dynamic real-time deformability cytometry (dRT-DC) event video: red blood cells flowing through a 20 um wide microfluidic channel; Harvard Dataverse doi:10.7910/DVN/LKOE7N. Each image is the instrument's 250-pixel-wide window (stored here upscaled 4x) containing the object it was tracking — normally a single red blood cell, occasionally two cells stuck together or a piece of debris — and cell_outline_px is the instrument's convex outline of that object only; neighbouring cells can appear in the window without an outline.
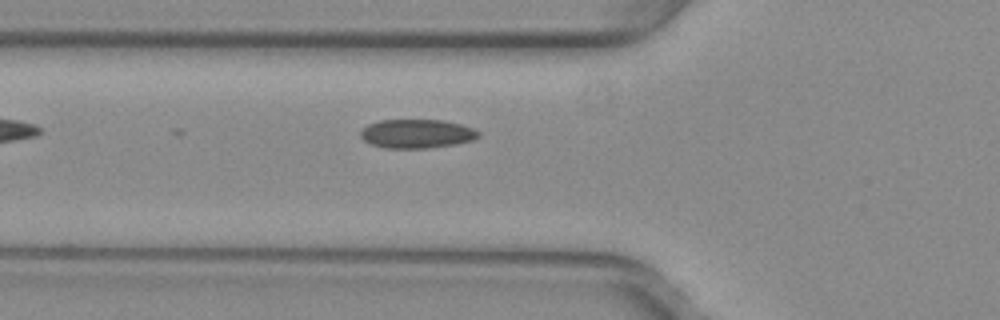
{"species": "common noctule bat (a hibernating species)", "species_latin": "Nyctalus noctula", "temperature_condition": "warm", "stored_images_in_passage": 3, "camera_frame_rate_fps": 3000, "um_per_image_px": 0.085, "animal": {"sex": "female", "body_mass_g": 29.2, "forearm_length_mm": 56.3}, "frame": {"image": 1, "passage_image": 3, "time_ms": 0.667, "image_size_px": [1000, 320], "cell_outline_px": [[480, 136], [472, 140], [456, 144], [428, 148], [384, 148], [372, 144], [364, 140], [360, 136], [360, 132], [368, 124], [380, 120], [444, 120], [460, 124], [472, 128], [480, 132]], "centroid_in_image_um": [35.43, 11.36], "position_along_channel_um": 90.4, "area_um2": 19.83}}